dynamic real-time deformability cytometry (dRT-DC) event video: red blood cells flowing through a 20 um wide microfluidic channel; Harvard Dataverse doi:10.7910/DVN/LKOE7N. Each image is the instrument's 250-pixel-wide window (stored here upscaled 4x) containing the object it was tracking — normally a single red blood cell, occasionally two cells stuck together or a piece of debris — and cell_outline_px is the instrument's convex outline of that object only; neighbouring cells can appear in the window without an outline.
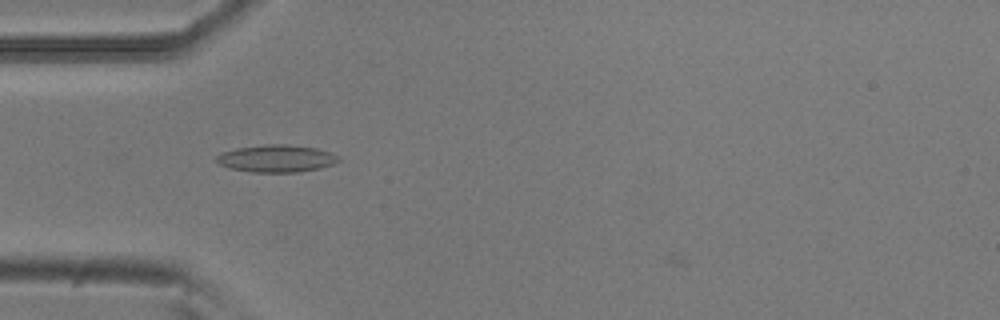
{"species": "common noctule bat (a hibernating species)", "species_latin": "Nyctalus noctula", "temperature_condition": "room temperature", "stored_images_in_passage": 3, "camera_frame_rate_fps": 3000, "um_per_image_px": 0.085, "animal": {"sex": "male", "body_mass_g": 20.5, "forearm_length_mm": 52.5}, "frame": {"image": 1, "passage_image": 2, "time_ms": 0.333, "image_size_px": [1000, 320], "cell_outline_px": [[340, 160], [332, 164], [320, 168], [300, 172], [252, 172], [232, 168], [220, 164], [216, 160], [216, 156], [220, 152], [236, 148], [264, 144], [288, 144], [316, 148], [332, 152], [340, 156]], "centroid_in_image_um": [23.52, 13.46], "position_along_channel_um": 61.5, "area_um2": 19.54}}
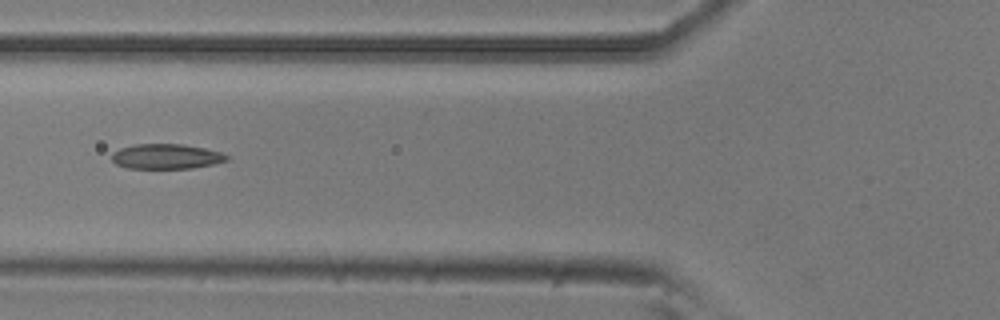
{"frame": {"image": 2, "passage_image": 3, "time_ms": 0.667, "image_size_px": [1000, 320], "cell_outline_px": [[228, 160], [212, 164], [192, 168], [128, 168], [116, 164], [112, 160], [112, 152], [120, 148], [132, 144], [184, 144], [204, 148], [220, 152], [228, 156]], "centroid_in_image_um": [14.1, 13.29], "position_along_channel_um": 111.7, "area_um2": 16.7}}